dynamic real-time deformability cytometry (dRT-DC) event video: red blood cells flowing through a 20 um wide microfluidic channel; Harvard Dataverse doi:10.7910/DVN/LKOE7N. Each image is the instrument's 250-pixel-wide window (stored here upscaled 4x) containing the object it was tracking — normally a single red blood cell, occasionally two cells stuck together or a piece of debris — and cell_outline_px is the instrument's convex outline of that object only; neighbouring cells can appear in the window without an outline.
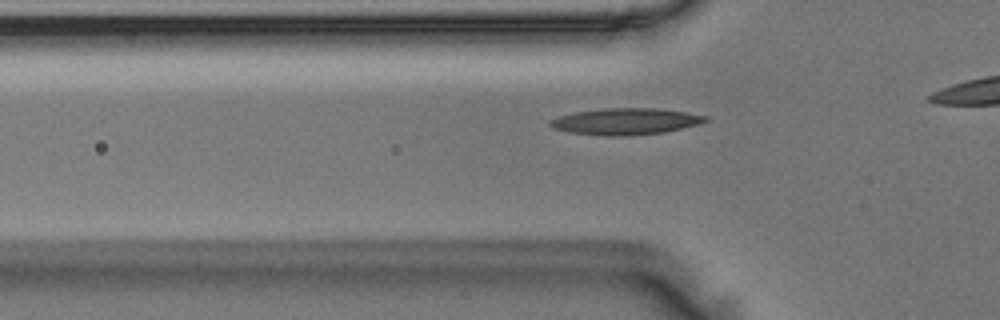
{"species": "Egyptian fruit bat (a non-hibernating species)", "species_latin": "Rousettus aegyptiacus", "temperature_condition": "room temperature", "stored_images_in_passage": 29, "camera_frame_rate_fps": 3000, "um_per_image_px": 0.085, "animal": {"sex": "male"}, "frame": {"image": 1, "passage_image": 2, "time_ms": 0.333, "image_size_px": [1000, 320], "cell_outline_px": [[708, 120], [700, 124], [684, 128], [664, 132], [620, 136], [604, 136], [568, 132], [556, 128], [548, 124], [548, 120], [560, 116], [576, 112], [600, 108], [656, 108], [684, 112], [708, 116]], "centroid_in_image_um": [53.18, 10.32], "position_along_channel_um": 72.6, "area_um2": 23.93}}
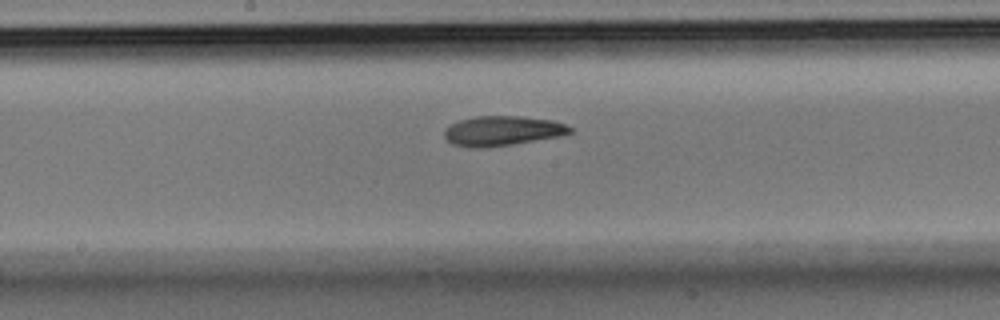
{"frame": {"image": 2, "passage_image": 13, "time_ms": 4.0, "image_size_px": [1000, 320], "cell_outline_px": [[572, 132], [564, 136], [512, 144], [480, 148], [472, 148], [452, 144], [444, 136], [444, 128], [460, 120], [476, 116], [520, 116], [552, 120], [564, 124], [572, 128]], "centroid_in_image_um": [42.71, 11.12], "position_along_channel_um": 205.5, "area_um2": 21.85}}
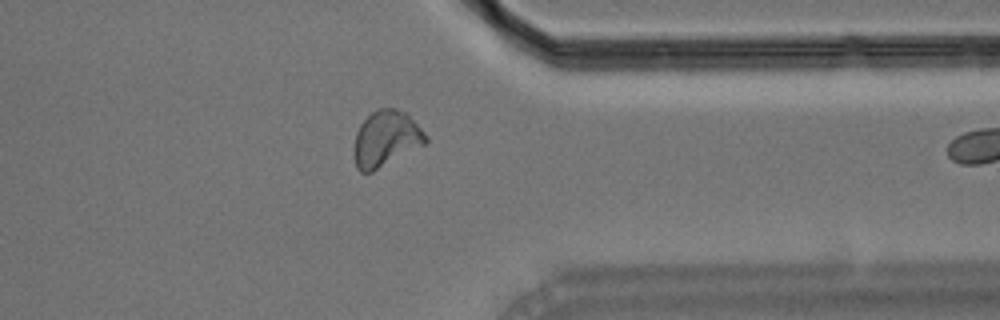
{"frame": {"image": 3, "passage_image": 28, "time_ms": 9.0, "image_size_px": [1000, 320], "cell_outline_px": [[428, 144], [372, 172], [360, 172], [356, 168], [352, 152], [356, 132], [360, 124], [372, 112], [380, 108], [396, 108], [404, 112], [428, 136]], "centroid_in_image_um": [32.79, 11.83], "position_along_channel_um": 378.6, "area_um2": 23.64}}